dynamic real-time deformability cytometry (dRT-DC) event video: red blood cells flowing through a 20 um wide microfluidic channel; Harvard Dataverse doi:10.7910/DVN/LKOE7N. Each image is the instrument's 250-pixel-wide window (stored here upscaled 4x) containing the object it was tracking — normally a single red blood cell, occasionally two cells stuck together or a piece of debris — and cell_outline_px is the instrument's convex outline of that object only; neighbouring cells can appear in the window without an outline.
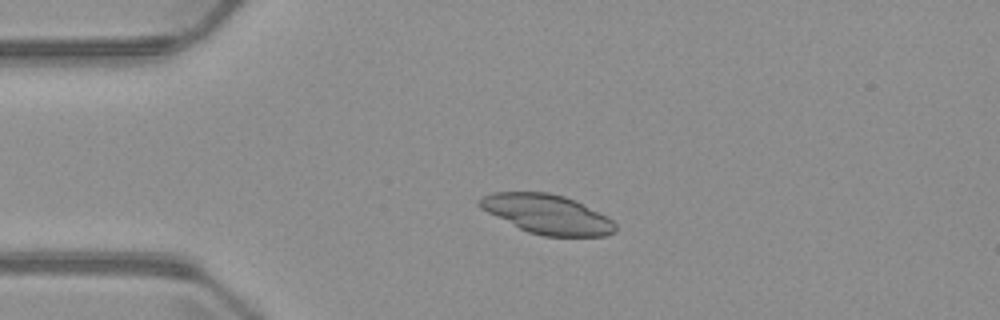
{"species": "common noctule bat (a hibernating species)", "species_latin": "Nyctalus noctula", "temperature_condition": "warm", "stored_images_in_passage": 4, "camera_frame_rate_fps": 3000, "um_per_image_px": 0.085, "animal": {"sex": "male", "body_mass_g": 23.1, "forearm_length_mm": 52.7}, "frame": {"image": 1, "passage_image": 3, "time_ms": 2.333, "image_size_px": [1000, 320], "cell_outline_px": [[616, 232], [608, 236], [544, 236], [528, 232], [480, 208], [476, 204], [476, 200], [492, 192], [548, 192], [564, 196], [576, 200], [608, 216], [616, 224]], "centroid_in_image_um": [46.54, 18.2], "position_along_channel_um": 38.5, "area_um2": 31.21}}